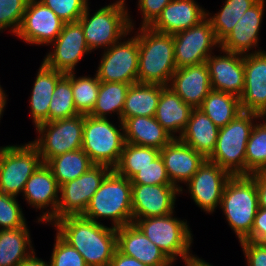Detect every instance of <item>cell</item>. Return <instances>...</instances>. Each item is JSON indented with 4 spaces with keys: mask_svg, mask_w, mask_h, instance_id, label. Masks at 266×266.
I'll use <instances>...</instances> for the list:
<instances>
[{
    "mask_svg": "<svg viewBox=\"0 0 266 266\" xmlns=\"http://www.w3.org/2000/svg\"><path fill=\"white\" fill-rule=\"evenodd\" d=\"M52 226L65 242L82 255L87 266H109L117 249L116 228L82 215L63 217Z\"/></svg>",
    "mask_w": 266,
    "mask_h": 266,
    "instance_id": "6da1fadb",
    "label": "cell"
},
{
    "mask_svg": "<svg viewBox=\"0 0 266 266\" xmlns=\"http://www.w3.org/2000/svg\"><path fill=\"white\" fill-rule=\"evenodd\" d=\"M139 62L138 83L168 86L175 72L173 35L157 32L150 27L137 28Z\"/></svg>",
    "mask_w": 266,
    "mask_h": 266,
    "instance_id": "7a4b0ae2",
    "label": "cell"
},
{
    "mask_svg": "<svg viewBox=\"0 0 266 266\" xmlns=\"http://www.w3.org/2000/svg\"><path fill=\"white\" fill-rule=\"evenodd\" d=\"M126 0H116L90 14L89 4L78 20L91 53L108 49L135 30Z\"/></svg>",
    "mask_w": 266,
    "mask_h": 266,
    "instance_id": "3957f363",
    "label": "cell"
},
{
    "mask_svg": "<svg viewBox=\"0 0 266 266\" xmlns=\"http://www.w3.org/2000/svg\"><path fill=\"white\" fill-rule=\"evenodd\" d=\"M131 193V180L112 169L101 182L82 216L97 223H101L98 219L107 218L114 228L132 224Z\"/></svg>",
    "mask_w": 266,
    "mask_h": 266,
    "instance_id": "277c9868",
    "label": "cell"
},
{
    "mask_svg": "<svg viewBox=\"0 0 266 266\" xmlns=\"http://www.w3.org/2000/svg\"><path fill=\"white\" fill-rule=\"evenodd\" d=\"M219 208L238 241L245 240L251 234L259 208L255 180L250 175L231 176L224 186Z\"/></svg>",
    "mask_w": 266,
    "mask_h": 266,
    "instance_id": "5b68a950",
    "label": "cell"
},
{
    "mask_svg": "<svg viewBox=\"0 0 266 266\" xmlns=\"http://www.w3.org/2000/svg\"><path fill=\"white\" fill-rule=\"evenodd\" d=\"M260 119L261 115L257 113L242 111L226 126L221 127L214 151L208 160L231 176L245 175L246 145L255 122Z\"/></svg>",
    "mask_w": 266,
    "mask_h": 266,
    "instance_id": "8992f818",
    "label": "cell"
},
{
    "mask_svg": "<svg viewBox=\"0 0 266 266\" xmlns=\"http://www.w3.org/2000/svg\"><path fill=\"white\" fill-rule=\"evenodd\" d=\"M174 215L173 212L165 216L133 219V223L173 263L177 262V257L181 258L184 262L186 259L194 256L191 253L193 235L187 220H181Z\"/></svg>",
    "mask_w": 266,
    "mask_h": 266,
    "instance_id": "52a82bcc",
    "label": "cell"
},
{
    "mask_svg": "<svg viewBox=\"0 0 266 266\" xmlns=\"http://www.w3.org/2000/svg\"><path fill=\"white\" fill-rule=\"evenodd\" d=\"M116 127L110 118L84 115L82 149L95 165L113 169L119 162L125 144L122 121Z\"/></svg>",
    "mask_w": 266,
    "mask_h": 266,
    "instance_id": "ba28073f",
    "label": "cell"
},
{
    "mask_svg": "<svg viewBox=\"0 0 266 266\" xmlns=\"http://www.w3.org/2000/svg\"><path fill=\"white\" fill-rule=\"evenodd\" d=\"M42 163L39 151L31 141L0 146V193L19 196Z\"/></svg>",
    "mask_w": 266,
    "mask_h": 266,
    "instance_id": "9c48e42d",
    "label": "cell"
},
{
    "mask_svg": "<svg viewBox=\"0 0 266 266\" xmlns=\"http://www.w3.org/2000/svg\"><path fill=\"white\" fill-rule=\"evenodd\" d=\"M84 114L45 122L35 130L37 137L31 141L38 149L42 162L66 152L82 149Z\"/></svg>",
    "mask_w": 266,
    "mask_h": 266,
    "instance_id": "30bf717a",
    "label": "cell"
},
{
    "mask_svg": "<svg viewBox=\"0 0 266 266\" xmlns=\"http://www.w3.org/2000/svg\"><path fill=\"white\" fill-rule=\"evenodd\" d=\"M126 37L103 50L96 70L100 82L138 83V39Z\"/></svg>",
    "mask_w": 266,
    "mask_h": 266,
    "instance_id": "8fae6325",
    "label": "cell"
},
{
    "mask_svg": "<svg viewBox=\"0 0 266 266\" xmlns=\"http://www.w3.org/2000/svg\"><path fill=\"white\" fill-rule=\"evenodd\" d=\"M176 68L206 62L213 50L220 48L210 21L205 18L187 30L173 34Z\"/></svg>",
    "mask_w": 266,
    "mask_h": 266,
    "instance_id": "7c38bea8",
    "label": "cell"
},
{
    "mask_svg": "<svg viewBox=\"0 0 266 266\" xmlns=\"http://www.w3.org/2000/svg\"><path fill=\"white\" fill-rule=\"evenodd\" d=\"M111 170L106 165H94L80 177L62 184L57 220L66 216L83 215L94 193Z\"/></svg>",
    "mask_w": 266,
    "mask_h": 266,
    "instance_id": "4fadbf2b",
    "label": "cell"
},
{
    "mask_svg": "<svg viewBox=\"0 0 266 266\" xmlns=\"http://www.w3.org/2000/svg\"><path fill=\"white\" fill-rule=\"evenodd\" d=\"M50 45L53 51L46 53L42 62L64 74L75 72L79 61L91 52L79 22L64 23L61 33Z\"/></svg>",
    "mask_w": 266,
    "mask_h": 266,
    "instance_id": "5bb4252c",
    "label": "cell"
},
{
    "mask_svg": "<svg viewBox=\"0 0 266 266\" xmlns=\"http://www.w3.org/2000/svg\"><path fill=\"white\" fill-rule=\"evenodd\" d=\"M64 21L39 0H29L15 34L28 45L49 46L61 33Z\"/></svg>",
    "mask_w": 266,
    "mask_h": 266,
    "instance_id": "9a60e30c",
    "label": "cell"
},
{
    "mask_svg": "<svg viewBox=\"0 0 266 266\" xmlns=\"http://www.w3.org/2000/svg\"><path fill=\"white\" fill-rule=\"evenodd\" d=\"M21 195L29 206L43 211L37 222L52 225L57 220L60 186L45 163L30 176Z\"/></svg>",
    "mask_w": 266,
    "mask_h": 266,
    "instance_id": "2e32d148",
    "label": "cell"
},
{
    "mask_svg": "<svg viewBox=\"0 0 266 266\" xmlns=\"http://www.w3.org/2000/svg\"><path fill=\"white\" fill-rule=\"evenodd\" d=\"M230 177L226 170L206 159L185 184L186 193H190V198L206 214H212L221 204L223 189Z\"/></svg>",
    "mask_w": 266,
    "mask_h": 266,
    "instance_id": "e0dca14e",
    "label": "cell"
},
{
    "mask_svg": "<svg viewBox=\"0 0 266 266\" xmlns=\"http://www.w3.org/2000/svg\"><path fill=\"white\" fill-rule=\"evenodd\" d=\"M180 190L173 184H132L133 219L165 216L175 212V202Z\"/></svg>",
    "mask_w": 266,
    "mask_h": 266,
    "instance_id": "ac0fdd59",
    "label": "cell"
},
{
    "mask_svg": "<svg viewBox=\"0 0 266 266\" xmlns=\"http://www.w3.org/2000/svg\"><path fill=\"white\" fill-rule=\"evenodd\" d=\"M265 2V0H258L246 10L230 33L220 42V49L243 55L264 51L259 49L258 42L260 40L259 31L263 22Z\"/></svg>",
    "mask_w": 266,
    "mask_h": 266,
    "instance_id": "d6986e66",
    "label": "cell"
},
{
    "mask_svg": "<svg viewBox=\"0 0 266 266\" xmlns=\"http://www.w3.org/2000/svg\"><path fill=\"white\" fill-rule=\"evenodd\" d=\"M239 99L244 112L262 115L266 110V51L244 54V89Z\"/></svg>",
    "mask_w": 266,
    "mask_h": 266,
    "instance_id": "ffe728a7",
    "label": "cell"
},
{
    "mask_svg": "<svg viewBox=\"0 0 266 266\" xmlns=\"http://www.w3.org/2000/svg\"><path fill=\"white\" fill-rule=\"evenodd\" d=\"M160 156L171 183L180 190V194L185 191L180 183L185 185L206 160L202 154L179 138H173L164 146L160 150Z\"/></svg>",
    "mask_w": 266,
    "mask_h": 266,
    "instance_id": "44dd1931",
    "label": "cell"
},
{
    "mask_svg": "<svg viewBox=\"0 0 266 266\" xmlns=\"http://www.w3.org/2000/svg\"><path fill=\"white\" fill-rule=\"evenodd\" d=\"M219 51L223 55L213 53L206 60L212 90L230 93L240 98L244 89V55L220 48Z\"/></svg>",
    "mask_w": 266,
    "mask_h": 266,
    "instance_id": "7402d4cb",
    "label": "cell"
},
{
    "mask_svg": "<svg viewBox=\"0 0 266 266\" xmlns=\"http://www.w3.org/2000/svg\"><path fill=\"white\" fill-rule=\"evenodd\" d=\"M168 86L192 109L199 108L212 90L206 62L176 69Z\"/></svg>",
    "mask_w": 266,
    "mask_h": 266,
    "instance_id": "603a6c76",
    "label": "cell"
},
{
    "mask_svg": "<svg viewBox=\"0 0 266 266\" xmlns=\"http://www.w3.org/2000/svg\"><path fill=\"white\" fill-rule=\"evenodd\" d=\"M117 249L149 266H174L163 251L134 224L116 228Z\"/></svg>",
    "mask_w": 266,
    "mask_h": 266,
    "instance_id": "cb8c5ba5",
    "label": "cell"
},
{
    "mask_svg": "<svg viewBox=\"0 0 266 266\" xmlns=\"http://www.w3.org/2000/svg\"><path fill=\"white\" fill-rule=\"evenodd\" d=\"M205 18L206 9L196 0H172L149 27L173 35L197 25Z\"/></svg>",
    "mask_w": 266,
    "mask_h": 266,
    "instance_id": "d4e9b609",
    "label": "cell"
},
{
    "mask_svg": "<svg viewBox=\"0 0 266 266\" xmlns=\"http://www.w3.org/2000/svg\"><path fill=\"white\" fill-rule=\"evenodd\" d=\"M65 74L55 69H50L41 63L32 87L30 102V115L35 128L49 122V106L57 82Z\"/></svg>",
    "mask_w": 266,
    "mask_h": 266,
    "instance_id": "484cf974",
    "label": "cell"
},
{
    "mask_svg": "<svg viewBox=\"0 0 266 266\" xmlns=\"http://www.w3.org/2000/svg\"><path fill=\"white\" fill-rule=\"evenodd\" d=\"M191 111L192 108L169 86L161 85V95L154 117L173 138L182 135Z\"/></svg>",
    "mask_w": 266,
    "mask_h": 266,
    "instance_id": "4316f807",
    "label": "cell"
},
{
    "mask_svg": "<svg viewBox=\"0 0 266 266\" xmlns=\"http://www.w3.org/2000/svg\"><path fill=\"white\" fill-rule=\"evenodd\" d=\"M126 143L154 147L161 150L173 137L162 127L154 116H137L123 121Z\"/></svg>",
    "mask_w": 266,
    "mask_h": 266,
    "instance_id": "83f0119b",
    "label": "cell"
},
{
    "mask_svg": "<svg viewBox=\"0 0 266 266\" xmlns=\"http://www.w3.org/2000/svg\"><path fill=\"white\" fill-rule=\"evenodd\" d=\"M219 129L200 109H192L179 139L208 159L214 151Z\"/></svg>",
    "mask_w": 266,
    "mask_h": 266,
    "instance_id": "f1b7e54d",
    "label": "cell"
},
{
    "mask_svg": "<svg viewBox=\"0 0 266 266\" xmlns=\"http://www.w3.org/2000/svg\"><path fill=\"white\" fill-rule=\"evenodd\" d=\"M34 252L28 226L0 230V266H19Z\"/></svg>",
    "mask_w": 266,
    "mask_h": 266,
    "instance_id": "f546056e",
    "label": "cell"
},
{
    "mask_svg": "<svg viewBox=\"0 0 266 266\" xmlns=\"http://www.w3.org/2000/svg\"><path fill=\"white\" fill-rule=\"evenodd\" d=\"M160 95L161 85L159 84L130 85L122 110V122L130 117L155 116Z\"/></svg>",
    "mask_w": 266,
    "mask_h": 266,
    "instance_id": "4dcf8cb0",
    "label": "cell"
},
{
    "mask_svg": "<svg viewBox=\"0 0 266 266\" xmlns=\"http://www.w3.org/2000/svg\"><path fill=\"white\" fill-rule=\"evenodd\" d=\"M198 109L219 128L226 126L242 112L239 97L216 90L209 92Z\"/></svg>",
    "mask_w": 266,
    "mask_h": 266,
    "instance_id": "1f68e13d",
    "label": "cell"
},
{
    "mask_svg": "<svg viewBox=\"0 0 266 266\" xmlns=\"http://www.w3.org/2000/svg\"><path fill=\"white\" fill-rule=\"evenodd\" d=\"M46 165L61 186L80 177L95 164L83 149H77L50 159Z\"/></svg>",
    "mask_w": 266,
    "mask_h": 266,
    "instance_id": "d6a6232c",
    "label": "cell"
},
{
    "mask_svg": "<svg viewBox=\"0 0 266 266\" xmlns=\"http://www.w3.org/2000/svg\"><path fill=\"white\" fill-rule=\"evenodd\" d=\"M132 84L119 82H100V89L95 106L90 116L108 118L116 113L122 121V110L128 89ZM110 114V115H109Z\"/></svg>",
    "mask_w": 266,
    "mask_h": 266,
    "instance_id": "836d02e7",
    "label": "cell"
},
{
    "mask_svg": "<svg viewBox=\"0 0 266 266\" xmlns=\"http://www.w3.org/2000/svg\"><path fill=\"white\" fill-rule=\"evenodd\" d=\"M258 0H225L221 10L213 14L206 10V18L210 21L216 39L221 42L234 28L246 10Z\"/></svg>",
    "mask_w": 266,
    "mask_h": 266,
    "instance_id": "e575fe53",
    "label": "cell"
},
{
    "mask_svg": "<svg viewBox=\"0 0 266 266\" xmlns=\"http://www.w3.org/2000/svg\"><path fill=\"white\" fill-rule=\"evenodd\" d=\"M160 155V150L126 143L123 146L119 162L113 170L131 180L142 168L149 165Z\"/></svg>",
    "mask_w": 266,
    "mask_h": 266,
    "instance_id": "d590c367",
    "label": "cell"
},
{
    "mask_svg": "<svg viewBox=\"0 0 266 266\" xmlns=\"http://www.w3.org/2000/svg\"><path fill=\"white\" fill-rule=\"evenodd\" d=\"M71 79L74 105L80 114L89 115L96 103L100 81L95 73L93 77L76 76L75 72L66 74Z\"/></svg>",
    "mask_w": 266,
    "mask_h": 266,
    "instance_id": "8d00e7d4",
    "label": "cell"
},
{
    "mask_svg": "<svg viewBox=\"0 0 266 266\" xmlns=\"http://www.w3.org/2000/svg\"><path fill=\"white\" fill-rule=\"evenodd\" d=\"M257 121L246 145L245 175L262 171L266 167V122Z\"/></svg>",
    "mask_w": 266,
    "mask_h": 266,
    "instance_id": "74e56055",
    "label": "cell"
},
{
    "mask_svg": "<svg viewBox=\"0 0 266 266\" xmlns=\"http://www.w3.org/2000/svg\"><path fill=\"white\" fill-rule=\"evenodd\" d=\"M49 106V122L80 114L75 105L71 79L65 74L56 84Z\"/></svg>",
    "mask_w": 266,
    "mask_h": 266,
    "instance_id": "f35d334b",
    "label": "cell"
},
{
    "mask_svg": "<svg viewBox=\"0 0 266 266\" xmlns=\"http://www.w3.org/2000/svg\"><path fill=\"white\" fill-rule=\"evenodd\" d=\"M17 197L0 193V230L27 226L26 218Z\"/></svg>",
    "mask_w": 266,
    "mask_h": 266,
    "instance_id": "ab89813d",
    "label": "cell"
},
{
    "mask_svg": "<svg viewBox=\"0 0 266 266\" xmlns=\"http://www.w3.org/2000/svg\"><path fill=\"white\" fill-rule=\"evenodd\" d=\"M29 0H0V32L15 35L21 25Z\"/></svg>",
    "mask_w": 266,
    "mask_h": 266,
    "instance_id": "60d3db41",
    "label": "cell"
},
{
    "mask_svg": "<svg viewBox=\"0 0 266 266\" xmlns=\"http://www.w3.org/2000/svg\"><path fill=\"white\" fill-rule=\"evenodd\" d=\"M65 23L78 22L89 0H39Z\"/></svg>",
    "mask_w": 266,
    "mask_h": 266,
    "instance_id": "b9f144b4",
    "label": "cell"
},
{
    "mask_svg": "<svg viewBox=\"0 0 266 266\" xmlns=\"http://www.w3.org/2000/svg\"><path fill=\"white\" fill-rule=\"evenodd\" d=\"M49 260L50 266H87L82 255L57 233Z\"/></svg>",
    "mask_w": 266,
    "mask_h": 266,
    "instance_id": "7bdbcfd3",
    "label": "cell"
},
{
    "mask_svg": "<svg viewBox=\"0 0 266 266\" xmlns=\"http://www.w3.org/2000/svg\"><path fill=\"white\" fill-rule=\"evenodd\" d=\"M131 184L161 185L172 184L159 155L149 165L142 168L132 179Z\"/></svg>",
    "mask_w": 266,
    "mask_h": 266,
    "instance_id": "ee69618b",
    "label": "cell"
},
{
    "mask_svg": "<svg viewBox=\"0 0 266 266\" xmlns=\"http://www.w3.org/2000/svg\"><path fill=\"white\" fill-rule=\"evenodd\" d=\"M172 0H138V11L142 17L140 27H149Z\"/></svg>",
    "mask_w": 266,
    "mask_h": 266,
    "instance_id": "f6af8a7d",
    "label": "cell"
},
{
    "mask_svg": "<svg viewBox=\"0 0 266 266\" xmlns=\"http://www.w3.org/2000/svg\"><path fill=\"white\" fill-rule=\"evenodd\" d=\"M240 243L247 266H266V243L243 240Z\"/></svg>",
    "mask_w": 266,
    "mask_h": 266,
    "instance_id": "bcb514c9",
    "label": "cell"
},
{
    "mask_svg": "<svg viewBox=\"0 0 266 266\" xmlns=\"http://www.w3.org/2000/svg\"><path fill=\"white\" fill-rule=\"evenodd\" d=\"M245 240L266 243V208H258L251 234Z\"/></svg>",
    "mask_w": 266,
    "mask_h": 266,
    "instance_id": "7dc6e473",
    "label": "cell"
},
{
    "mask_svg": "<svg viewBox=\"0 0 266 266\" xmlns=\"http://www.w3.org/2000/svg\"><path fill=\"white\" fill-rule=\"evenodd\" d=\"M250 176L255 180L258 194V207L266 208V174L262 171L251 173Z\"/></svg>",
    "mask_w": 266,
    "mask_h": 266,
    "instance_id": "c3c4849f",
    "label": "cell"
},
{
    "mask_svg": "<svg viewBox=\"0 0 266 266\" xmlns=\"http://www.w3.org/2000/svg\"><path fill=\"white\" fill-rule=\"evenodd\" d=\"M109 266H149L141 263L133 257H129L121 253L118 249L115 250Z\"/></svg>",
    "mask_w": 266,
    "mask_h": 266,
    "instance_id": "681fc988",
    "label": "cell"
},
{
    "mask_svg": "<svg viewBox=\"0 0 266 266\" xmlns=\"http://www.w3.org/2000/svg\"><path fill=\"white\" fill-rule=\"evenodd\" d=\"M19 266H50L49 261H44L41 258L36 257L35 252L25 259Z\"/></svg>",
    "mask_w": 266,
    "mask_h": 266,
    "instance_id": "f907efd6",
    "label": "cell"
},
{
    "mask_svg": "<svg viewBox=\"0 0 266 266\" xmlns=\"http://www.w3.org/2000/svg\"><path fill=\"white\" fill-rule=\"evenodd\" d=\"M185 266H213L206 262L204 259L199 258L198 256L194 255L191 258L186 259L184 262Z\"/></svg>",
    "mask_w": 266,
    "mask_h": 266,
    "instance_id": "816d5d0a",
    "label": "cell"
},
{
    "mask_svg": "<svg viewBox=\"0 0 266 266\" xmlns=\"http://www.w3.org/2000/svg\"><path fill=\"white\" fill-rule=\"evenodd\" d=\"M7 96L5 93V90H3V88L0 85V120L1 117H3V113L7 104Z\"/></svg>",
    "mask_w": 266,
    "mask_h": 266,
    "instance_id": "f5cc1de1",
    "label": "cell"
},
{
    "mask_svg": "<svg viewBox=\"0 0 266 266\" xmlns=\"http://www.w3.org/2000/svg\"><path fill=\"white\" fill-rule=\"evenodd\" d=\"M261 119H263L266 122V110L264 111V113L261 115Z\"/></svg>",
    "mask_w": 266,
    "mask_h": 266,
    "instance_id": "db71d44e",
    "label": "cell"
},
{
    "mask_svg": "<svg viewBox=\"0 0 266 266\" xmlns=\"http://www.w3.org/2000/svg\"><path fill=\"white\" fill-rule=\"evenodd\" d=\"M262 172L266 174V167L262 170Z\"/></svg>",
    "mask_w": 266,
    "mask_h": 266,
    "instance_id": "11a10c76",
    "label": "cell"
}]
</instances>
